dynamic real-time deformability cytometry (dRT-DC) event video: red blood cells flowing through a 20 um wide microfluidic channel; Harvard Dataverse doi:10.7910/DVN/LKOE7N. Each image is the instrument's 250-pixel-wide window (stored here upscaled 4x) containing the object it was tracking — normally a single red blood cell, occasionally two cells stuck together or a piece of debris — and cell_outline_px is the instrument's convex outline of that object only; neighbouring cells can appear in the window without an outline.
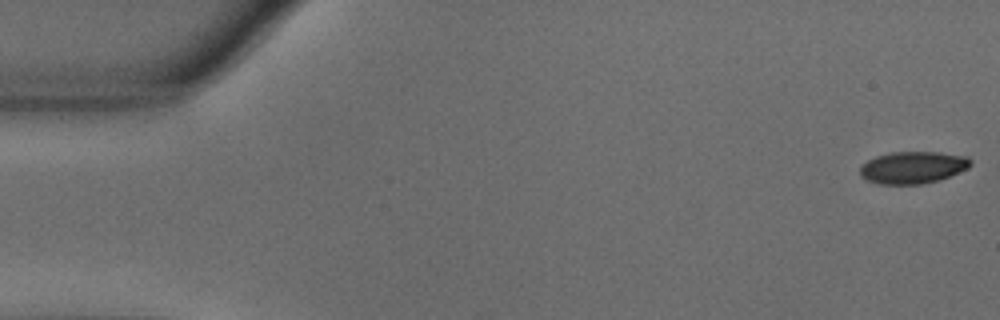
{"species": "common noctule bat (a hibernating species)", "species_latin": "Nyctalus noctula", "temperature_condition": "warm", "stored_images_in_passage": 13, "camera_frame_rate_fps": 3000, "um_per_image_px": 0.085, "animal": {"sex": "male", "body_mass_g": 18.8}, "frame": {"image": 1, "passage_image": 1, "time_ms": 0.0, "image_size_px": [1000, 320], "cell_outline_px": [[972, 164], [968, 168], [940, 180], [920, 184], [880, 184], [868, 180], [860, 176], [860, 168], [868, 160], [876, 156], [892, 152], [940, 152], [968, 156], [972, 160]], "centroid_in_image_um": [77.63, 14.23], "position_along_channel_um": 7.4, "area_um2": 20.69}}